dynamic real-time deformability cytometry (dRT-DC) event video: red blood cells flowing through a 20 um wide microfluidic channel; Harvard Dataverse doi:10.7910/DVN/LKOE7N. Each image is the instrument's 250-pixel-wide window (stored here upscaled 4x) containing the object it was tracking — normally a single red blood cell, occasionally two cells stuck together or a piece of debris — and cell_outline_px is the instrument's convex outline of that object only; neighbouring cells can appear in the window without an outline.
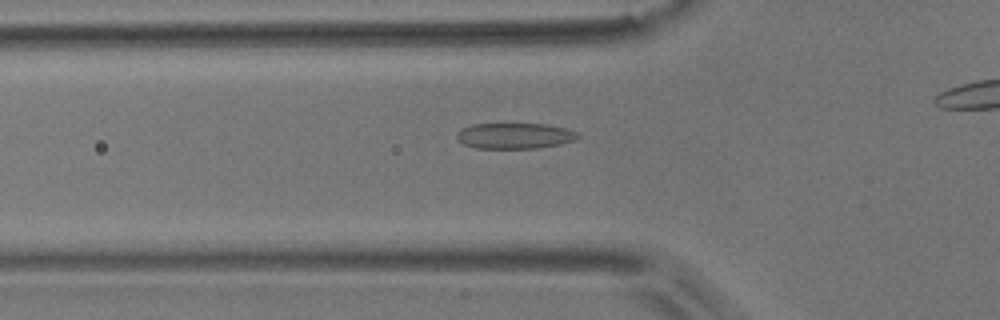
{"species": "common noctule bat (a hibernating species)", "species_latin": "Nyctalus noctula", "temperature_condition": "room temperature", "stored_images_in_passage": 35, "camera_frame_rate_fps": 3000, "um_per_image_px": 0.085, "animal": {"sex": "male", "body_mass_g": 17.9}, "frame": {"image": 1, "passage_image": 3, "time_ms": 0.667, "image_size_px": [1000, 320], "cell_outline_px": [[580, 136], [576, 140], [560, 144], [536, 148], [476, 148], [464, 144], [456, 136], [456, 132], [460, 128], [472, 124], [544, 124], [564, 128], [580, 132]], "centroid_in_image_um": [43.76, 11.54], "position_along_channel_um": 82.0, "area_um2": 18.21}}
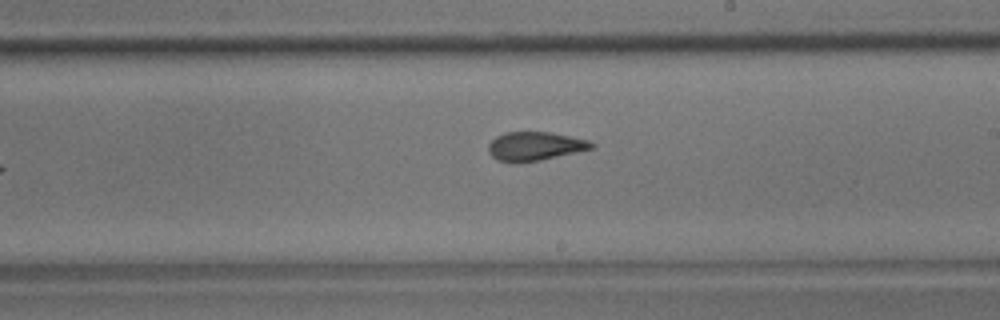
{"frame": {"image": 2, "passage_image": 16, "time_ms": 5.0, "image_size_px": [1000, 320], "cell_outline_px": [[596, 144], [592, 148], [576, 152], [540, 160], [496, 160], [488, 152], [488, 144], [496, 136], [504, 132], [548, 132], [588, 140]], "centroid_in_image_um": [45.46, 12.39], "position_along_channel_um": 243.5, "area_um2": 16.7}}
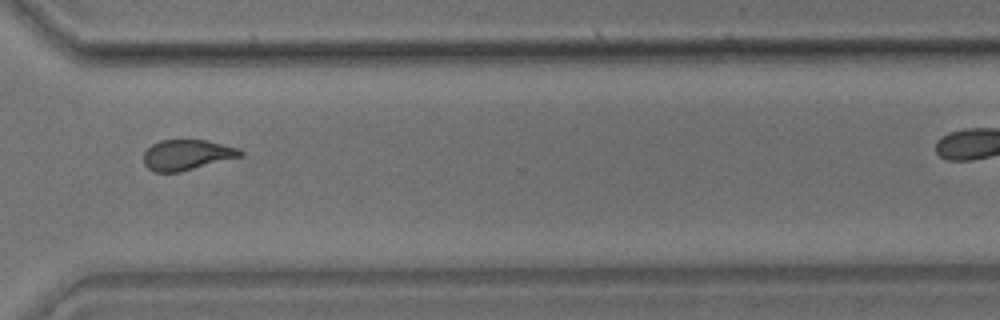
{"frame": {"image": 3, "passage_image": 25, "time_ms": 8.0, "image_size_px": [1000, 320], "cell_outline_px": [[244, 156], [180, 172], [156, 172], [148, 168], [144, 164], [144, 152], [152, 144], [160, 140], [208, 140], [240, 148], [244, 152]], "centroid_in_image_um": [15.94, 13.16], "position_along_channel_um": 354.7, "area_um2": 17.34}, "authors_computed_cell_mechanics": {"area_um2": 17.918, "velocity_mm_per_s": 3.7065, "shape_relaxation_time_tau1_ms": 6.1632, "shape_relaxation_time_tau2_ms": 1.6317, "deformation_change_tau1": 0.1684, "deformation_change_tau2": 0.0802}}